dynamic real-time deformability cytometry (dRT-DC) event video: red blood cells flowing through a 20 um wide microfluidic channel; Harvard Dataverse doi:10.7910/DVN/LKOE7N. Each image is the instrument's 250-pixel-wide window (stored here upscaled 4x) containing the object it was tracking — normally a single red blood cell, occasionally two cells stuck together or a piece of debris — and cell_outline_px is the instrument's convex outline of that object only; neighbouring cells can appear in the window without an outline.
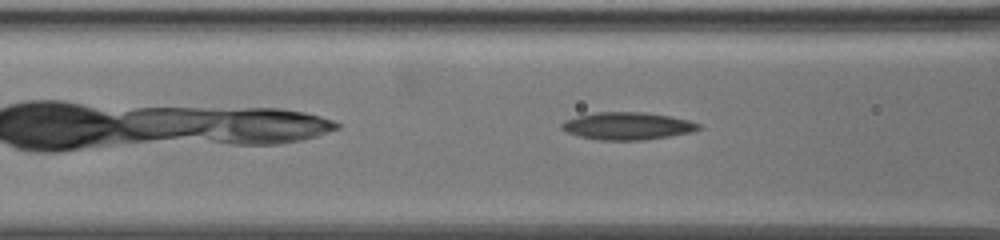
{"species": "common noctule bat (a hibernating species)", "species_latin": "Nyctalus noctula", "temperature_condition": "warm", "stored_images_in_passage": 38, "camera_frame_rate_fps": 3000, "um_per_image_px": 0.085, "animal": {"sex": "female", "body_mass_g": 19.5, "forearm_length_mm": 54.1}, "frame": {"image": 1, "passage_image": 12, "time_ms": 3.667, "image_size_px": [1000, 240], "cell_outline_px": [[700, 128], [692, 132], [644, 140], [600, 140], [576, 136], [560, 128], [560, 124], [564, 120], [596, 112], [644, 112], [668, 116], [688, 120], [700, 124]], "centroid_in_image_um": [53.29, 10.71], "position_along_channel_um": 113.3, "area_um2": 21.79}}
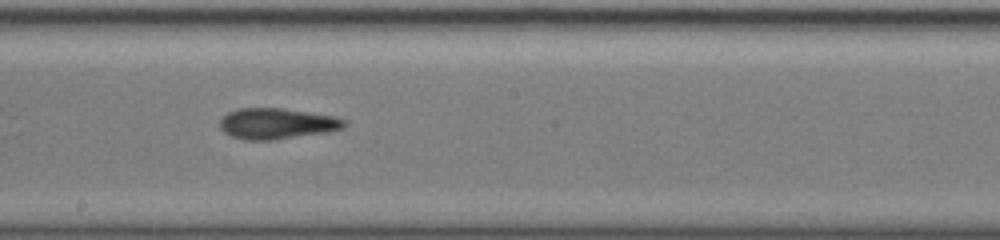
{"frame": {"image": 2, "passage_image": 23, "time_ms": 7.333, "image_size_px": [1000, 240], "cell_outline_px": [[348, 124], [344, 128], [328, 132], [272, 140], [244, 140], [232, 136], [224, 132], [220, 128], [220, 120], [228, 112], [240, 108], [280, 108], [332, 116], [348, 120]], "centroid_in_image_um": [23.55, 10.51], "position_along_channel_um": 224.7, "area_um2": 22.31}}
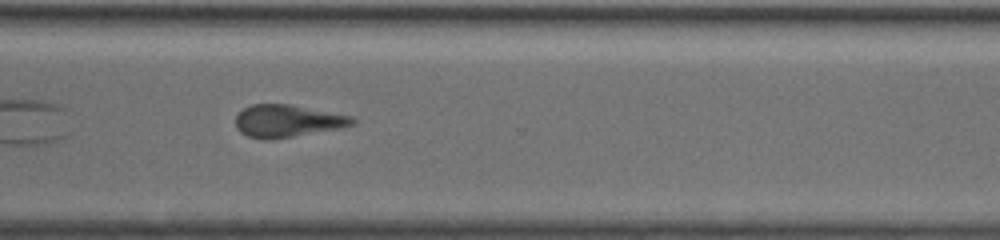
{"frame": {"image": 3, "passage_image": 35, "time_ms": 11.333, "image_size_px": [1000, 240], "cell_outline_px": [[356, 120], [352, 124], [336, 128], [272, 140], [264, 140], [248, 136], [240, 132], [236, 128], [236, 116], [244, 108], [252, 104], [288, 104], [352, 116]], "centroid_in_image_um": [24.36, 10.28], "position_along_channel_um": 346.2, "area_um2": 21.68}}